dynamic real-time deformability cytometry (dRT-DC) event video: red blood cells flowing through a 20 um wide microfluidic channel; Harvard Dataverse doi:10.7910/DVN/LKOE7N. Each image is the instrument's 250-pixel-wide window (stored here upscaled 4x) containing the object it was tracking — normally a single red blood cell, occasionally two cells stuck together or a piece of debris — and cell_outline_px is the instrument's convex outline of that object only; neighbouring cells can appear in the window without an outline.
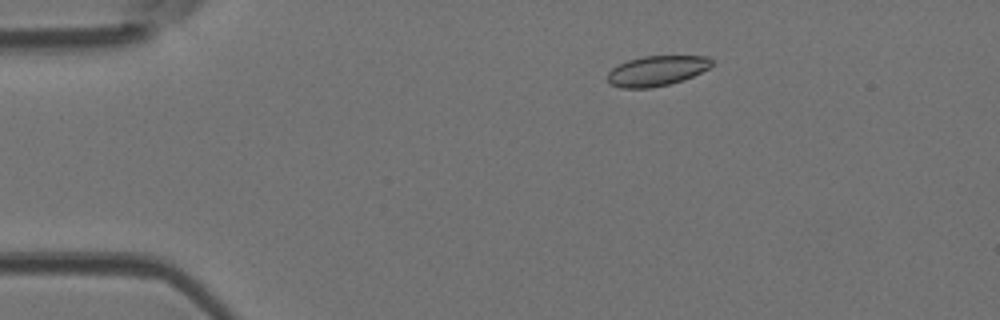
{"species": "Egyptian fruit bat (a non-hibernating species)", "species_latin": "Rousettus aegyptiacus", "temperature_condition": "room temperature", "stored_images_in_passage": 3, "camera_frame_rate_fps": 3000, "um_per_image_px": 0.085, "animal": {"sex": "female"}, "frame": {"image": 1, "passage_image": 1, "time_ms": 0.0, "image_size_px": [1000, 320], "cell_outline_px": [[712, 64], [708, 68], [692, 76], [668, 84], [648, 88], [620, 88], [608, 84], [608, 72], [612, 68], [628, 60], [644, 56], [708, 56], [712, 60]], "centroid_in_image_um": [55.78, 6.02], "position_along_channel_um": 29.2, "area_um2": 18.09}}
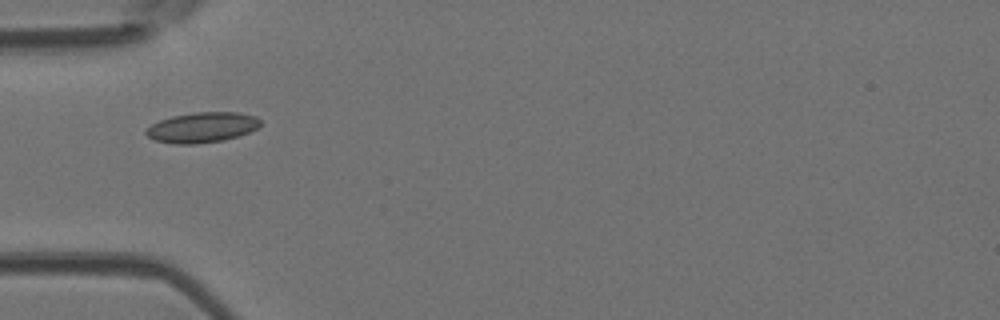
{"frame": {"image": 2, "passage_image": 3, "time_ms": 0.667, "image_size_px": [1000, 320], "cell_outline_px": [[260, 124], [256, 128], [240, 136], [224, 140], [192, 144], [172, 144], [156, 140], [148, 136], [144, 132], [152, 124], [160, 120], [172, 116], [196, 112], [240, 112], [256, 116], [260, 120]], "centroid_in_image_um": [17.19, 10.83], "position_along_channel_um": 67.8, "area_um2": 20.11}}